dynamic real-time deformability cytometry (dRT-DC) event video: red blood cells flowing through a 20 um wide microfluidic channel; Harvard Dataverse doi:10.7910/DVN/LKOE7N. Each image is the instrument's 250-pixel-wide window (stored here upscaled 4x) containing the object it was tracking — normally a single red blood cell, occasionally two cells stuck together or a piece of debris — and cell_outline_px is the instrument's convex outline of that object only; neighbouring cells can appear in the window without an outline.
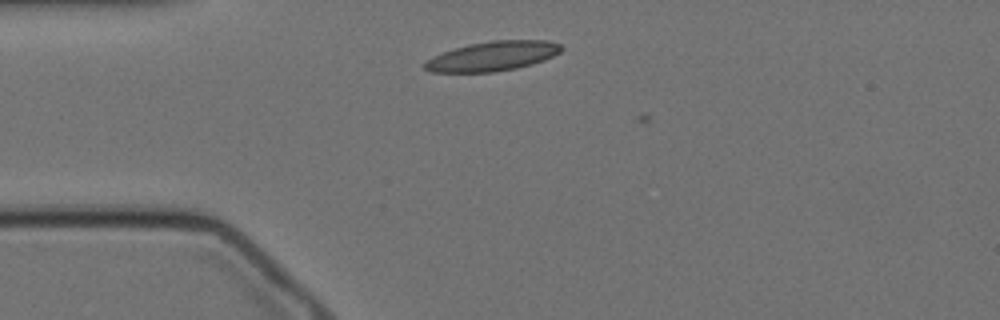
{"species": "Egyptian fruit bat (a non-hibernating species)", "species_latin": "Rousettus aegyptiacus", "temperature_condition": "cold", "stored_images_in_passage": 3, "camera_frame_rate_fps": 3000, "um_per_image_px": 0.085, "animal": {"sex": "female"}, "frame": {"image": 1, "passage_image": 2, "time_ms": 0.333, "image_size_px": [1000, 320], "cell_outline_px": [[564, 48], [560, 52], [544, 60], [532, 64], [516, 68], [496, 72], [432, 72], [424, 68], [424, 60], [432, 56], [468, 44], [492, 40], [548, 40], [560, 44]], "centroid_in_image_um": [41.87, 4.77], "position_along_channel_um": 43.1, "area_um2": 23.58}}